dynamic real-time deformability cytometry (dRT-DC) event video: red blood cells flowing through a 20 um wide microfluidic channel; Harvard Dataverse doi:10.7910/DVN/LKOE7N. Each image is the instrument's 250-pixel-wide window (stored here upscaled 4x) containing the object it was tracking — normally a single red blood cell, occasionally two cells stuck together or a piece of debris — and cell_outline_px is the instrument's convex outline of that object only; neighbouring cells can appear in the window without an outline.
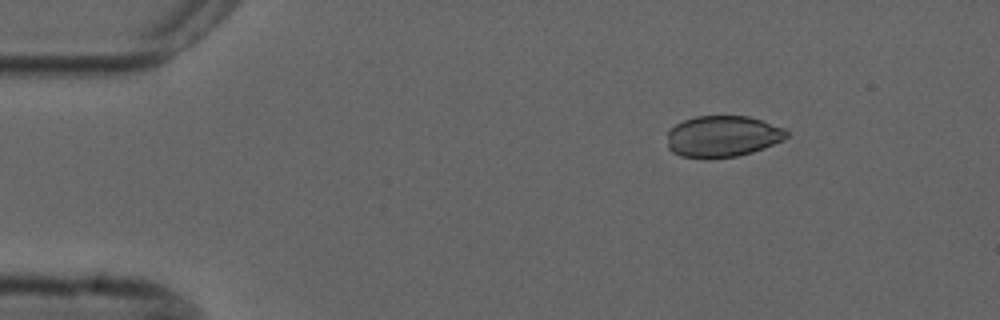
{"species": "common noctule bat (a hibernating species)", "species_latin": "Nyctalus noctula", "temperature_condition": "cold", "stored_images_in_passage": 5, "camera_frame_rate_fps": 3000, "um_per_image_px": 0.085, "animal": {"sex": "male", "forearm_length_mm": 52.5}, "frame": {"image": 1, "passage_image": 3, "time_ms": 2.0, "image_size_px": [1000, 320], "cell_outline_px": [[788, 136], [784, 140], [764, 148], [752, 152], [736, 156], [680, 156], [672, 152], [668, 148], [668, 132], [676, 124], [684, 120], [696, 116], [748, 116], [784, 128], [788, 132]], "centroid_in_image_um": [61.44, 11.56], "position_along_channel_um": 23.6, "area_um2": 28.21}}